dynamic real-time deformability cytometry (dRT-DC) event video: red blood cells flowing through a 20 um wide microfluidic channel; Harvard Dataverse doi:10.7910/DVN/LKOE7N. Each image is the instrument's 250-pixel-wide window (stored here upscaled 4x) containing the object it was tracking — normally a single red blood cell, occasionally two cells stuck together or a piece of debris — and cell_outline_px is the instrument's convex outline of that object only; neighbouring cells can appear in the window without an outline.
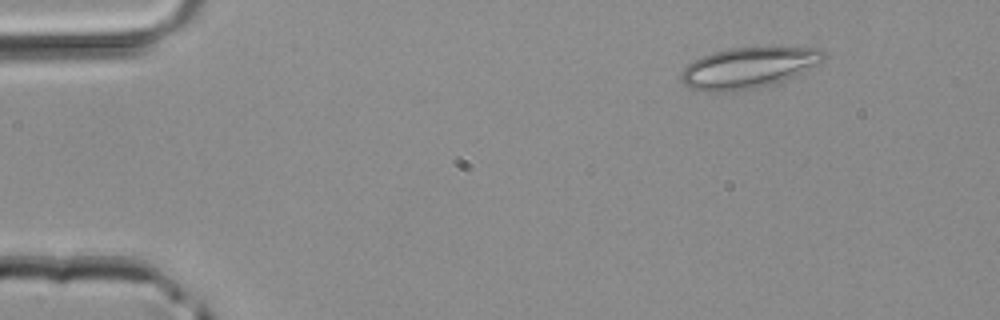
{"species": "common noctule bat (a hibernating species)", "species_latin": "Nyctalus noctula", "temperature_condition": "room temperature", "stored_images_in_passage": 3, "camera_frame_rate_fps": 3000, "um_per_image_px": 0.085, "animal": {"sex": "male", "body_mass_g": 20.4}, "frame": {"image": 1, "passage_image": 1, "time_ms": 0.0, "image_size_px": [1000, 320], "cell_outline_px": [[824, 60], [820, 64], [784, 80], [772, 84], [752, 88], [724, 92], [712, 92], [692, 88], [684, 84], [680, 76], [680, 72], [688, 64], [700, 56], [712, 52], [728, 48], [820, 48], [824, 52]], "centroid_in_image_um": [63.59, 5.75], "position_along_channel_um": 21.4, "area_um2": 33.58}}